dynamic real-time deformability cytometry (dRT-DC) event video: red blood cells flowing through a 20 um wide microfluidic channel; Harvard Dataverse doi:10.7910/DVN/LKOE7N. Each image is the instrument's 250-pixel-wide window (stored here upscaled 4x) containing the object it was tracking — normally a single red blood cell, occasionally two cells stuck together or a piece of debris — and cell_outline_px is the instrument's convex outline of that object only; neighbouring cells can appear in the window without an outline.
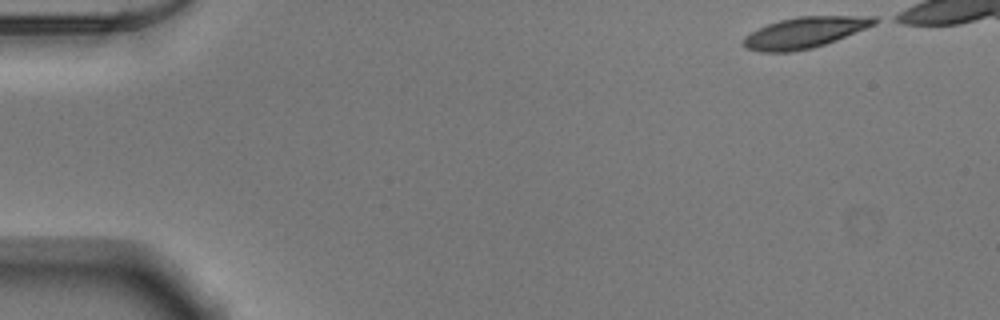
{"species": "Egyptian fruit bat (a non-hibernating species)", "species_latin": "Rousettus aegyptiacus", "temperature_condition": "warm", "stored_images_in_passage": 44, "camera_frame_rate_fps": 3000, "um_per_image_px": 0.085, "animal": {"sex": "male"}, "frame": {"image": 1, "passage_image": 1, "time_ms": 0.0, "image_size_px": [1000, 320], "cell_outline_px": [[884, 20], [876, 24], [836, 40], [812, 48], [792, 52], [760, 52], [744, 48], [740, 44], [740, 40], [744, 36], [768, 24], [780, 20], [800, 16], [876, 16]], "centroid_in_image_um": [68.4, 2.77], "position_along_channel_um": 16.6, "area_um2": 23.87}}
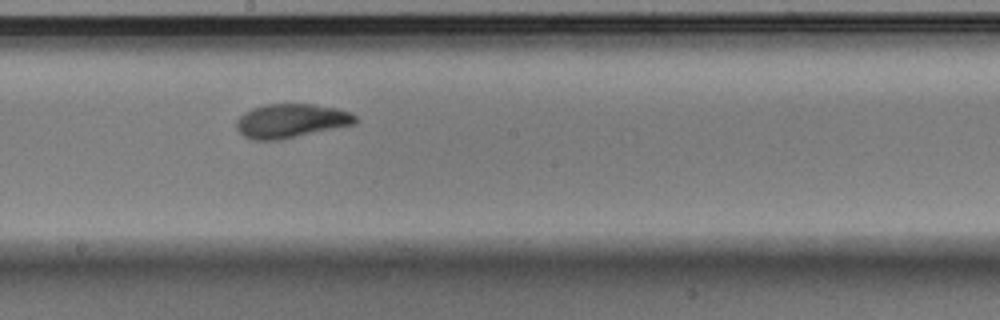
{"frame": {"image": 2, "passage_image": 26, "time_ms": 8.333, "image_size_px": [1000, 320], "cell_outline_px": [[356, 124], [280, 140], [248, 140], [236, 128], [236, 120], [244, 112], [252, 108], [264, 104], [312, 104], [336, 108], [352, 112], [356, 116]], "centroid_in_image_um": [24.72, 10.27], "position_along_channel_um": 223.5, "area_um2": 23.76}}
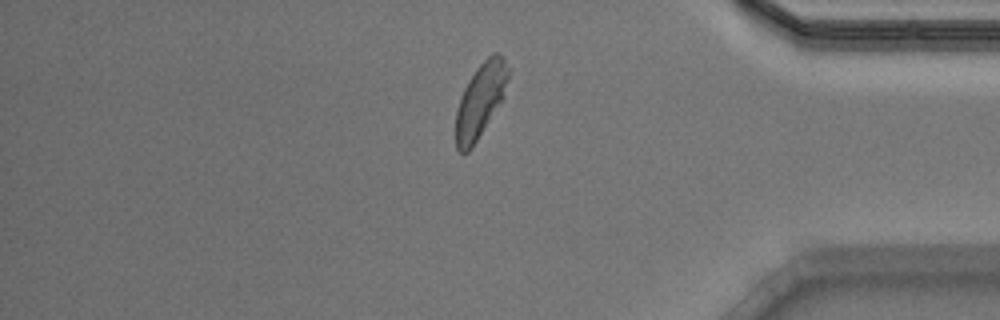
{"frame": {"image": 3, "passage_image": 41, "time_ms": 13.333, "image_size_px": [1000, 320], "cell_outline_px": [[508, 76], [504, 96], [472, 148], [468, 152], [460, 152], [456, 148], [456, 112], [460, 96], [468, 80], [476, 68], [492, 52], [500, 52], [504, 56], [508, 68]], "centroid_in_image_um": [40.83, 8.49], "position_along_channel_um": 394.4, "area_um2": 22.48}, "authors_computed_cell_mechanics": {"area_um2": 23.4957, "velocity_mm_per_s": 3.8763, "shape_relaxation_time_tau1_ms": 3.6611, "shape_relaxation_time_tau2_ms": 0.9105, "deformation_change_tau1": 0.1819, "deformation_change_tau2": 0.0439}}